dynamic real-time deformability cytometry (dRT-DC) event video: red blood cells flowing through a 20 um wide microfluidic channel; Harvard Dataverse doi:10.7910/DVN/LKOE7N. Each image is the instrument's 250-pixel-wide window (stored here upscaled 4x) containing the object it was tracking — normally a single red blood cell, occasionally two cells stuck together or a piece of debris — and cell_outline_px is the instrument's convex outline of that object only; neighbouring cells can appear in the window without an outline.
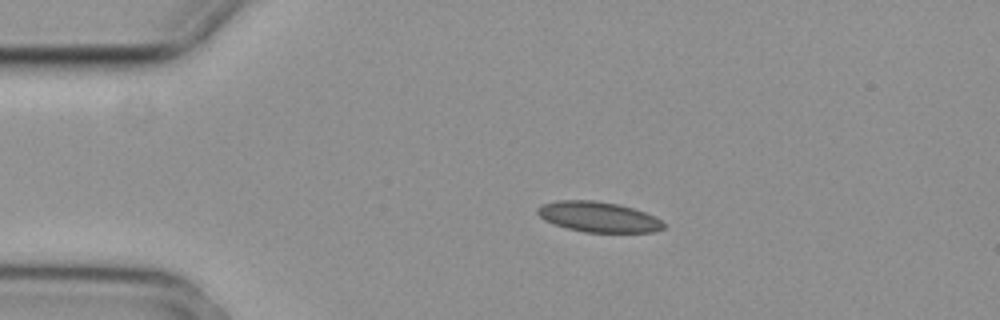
{"species": "common noctule bat (a hibernating species)", "species_latin": "Nyctalus noctula", "temperature_condition": "cold", "stored_images_in_passage": 3, "camera_frame_rate_fps": 3000, "um_per_image_px": 0.085, "animal": {"sex": "female", "body_mass_g": 29.2, "forearm_length_mm": 56.3}, "frame": {"image": 1, "passage_image": 2, "time_ms": 0.333, "image_size_px": [1000, 320], "cell_outline_px": [[664, 228], [656, 232], [584, 232], [568, 228], [544, 220], [536, 212], [536, 208], [540, 204], [556, 200], [592, 200], [616, 204], [632, 208], [644, 212], [660, 220], [664, 224]], "centroid_in_image_um": [50.82, 18.43], "position_along_channel_um": 34.2, "area_um2": 22.14}}